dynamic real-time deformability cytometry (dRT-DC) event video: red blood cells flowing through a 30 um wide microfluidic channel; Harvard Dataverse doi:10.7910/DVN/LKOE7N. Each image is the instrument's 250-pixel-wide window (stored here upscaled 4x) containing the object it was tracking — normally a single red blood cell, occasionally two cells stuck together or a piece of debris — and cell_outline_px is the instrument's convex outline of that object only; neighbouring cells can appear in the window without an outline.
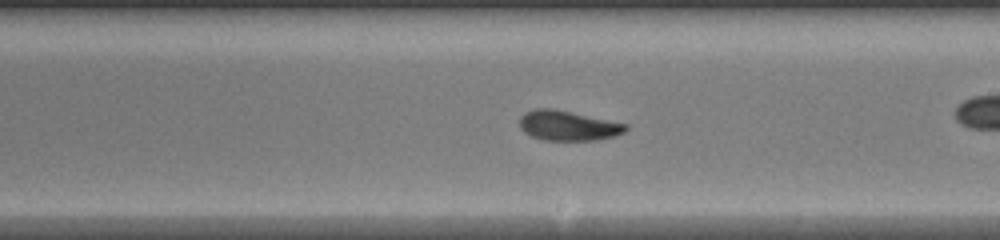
{"species": "common noctule bat (a hibernating species)", "species_latin": "Nyctalus noctula", "temperature_condition": "warm", "stored_images_in_passage": 48, "camera_frame_rate_fps": 3000, "um_per_image_px": 0.085, "animal": {"sex": "female", "body_mass_g": 20.0, "forearm_length_mm": 54.0}, "frame": {"image": 1, "passage_image": 28, "time_ms": 9.0, "image_size_px": [1000, 240], "cell_outline_px": [[628, 128], [624, 132], [616, 136], [596, 140], [544, 140], [532, 136], [524, 132], [520, 128], [520, 116], [524, 112], [536, 108], [552, 108], [628, 124]], "centroid_in_image_um": [48.27, 10.68], "position_along_channel_um": 240.7, "area_um2": 18.5}}